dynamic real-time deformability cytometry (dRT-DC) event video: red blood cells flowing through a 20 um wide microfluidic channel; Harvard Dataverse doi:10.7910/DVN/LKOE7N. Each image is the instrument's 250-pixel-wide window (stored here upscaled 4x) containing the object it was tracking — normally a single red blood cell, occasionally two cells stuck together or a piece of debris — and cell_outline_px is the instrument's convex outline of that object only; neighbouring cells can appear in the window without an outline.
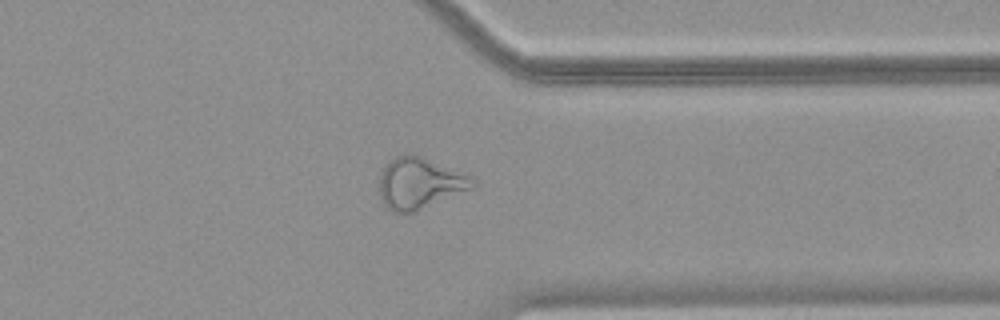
{"species": "common noctule bat (a hibernating species)", "species_latin": "Nyctalus noctula", "temperature_condition": "warm", "stored_images_in_passage": 49, "camera_frame_rate_fps": 3000, "um_per_image_px": 0.085, "animal": {"sex": "female", "body_mass_g": 18.4}, "frame": {"image": 1, "passage_image": 39, "time_ms": 12.667, "image_size_px": [1000, 320], "cell_outline_px": [[476, 184], [472, 188], [416, 212], [392, 212], [384, 208], [380, 196], [380, 172], [396, 156], [404, 152], [412, 152], [468, 176], [476, 180]], "centroid_in_image_um": [35.62, 15.59], "position_along_channel_um": 375.8, "area_um2": 27.74}}
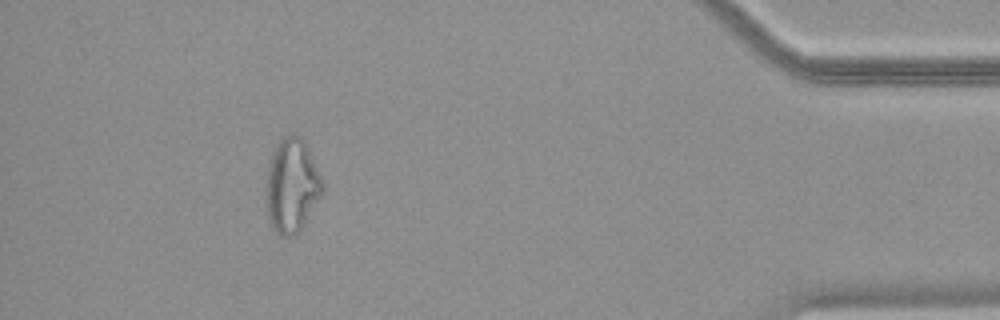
{"frame": {"image": 2, "passage_image": 45, "time_ms": 14.667, "image_size_px": [1000, 320], "cell_outline_px": [[324, 192], [300, 228], [292, 236], [280, 236], [276, 232], [268, 220], [264, 196], [268, 168], [272, 152], [280, 136], [292, 132], [300, 136], [304, 140], [324, 180]], "centroid_in_image_um": [24.79, 15.72], "position_along_channel_um": 410.4, "area_um2": 31.44}}